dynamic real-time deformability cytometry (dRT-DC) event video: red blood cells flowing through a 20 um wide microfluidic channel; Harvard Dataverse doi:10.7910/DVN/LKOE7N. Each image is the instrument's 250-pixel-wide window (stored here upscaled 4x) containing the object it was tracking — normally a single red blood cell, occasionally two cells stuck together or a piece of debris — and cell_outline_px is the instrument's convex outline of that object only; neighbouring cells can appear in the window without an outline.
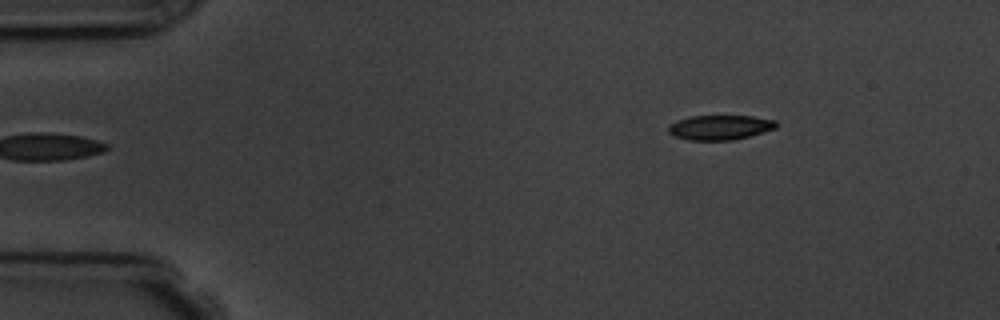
{"species": "common noctule bat (a hibernating species)", "species_latin": "Nyctalus noctula", "temperature_condition": "room temperature", "stored_images_in_passage": 5, "camera_frame_rate_fps": 3000, "um_per_image_px": 0.085, "animal": {"sex": "male", "body_mass_g": 19.5, "forearm_length_mm": 54.6}, "frame": {"image": 1, "passage_image": 5, "time_ms": 4.667, "image_size_px": [1000, 320], "cell_outline_px": [[776, 128], [764, 132], [732, 140], [688, 140], [676, 136], [668, 132], [668, 124], [676, 120], [692, 116], [752, 116], [776, 120]], "centroid_in_image_um": [61.18, 10.82], "position_along_channel_um": 23.8, "area_um2": 15.49}}